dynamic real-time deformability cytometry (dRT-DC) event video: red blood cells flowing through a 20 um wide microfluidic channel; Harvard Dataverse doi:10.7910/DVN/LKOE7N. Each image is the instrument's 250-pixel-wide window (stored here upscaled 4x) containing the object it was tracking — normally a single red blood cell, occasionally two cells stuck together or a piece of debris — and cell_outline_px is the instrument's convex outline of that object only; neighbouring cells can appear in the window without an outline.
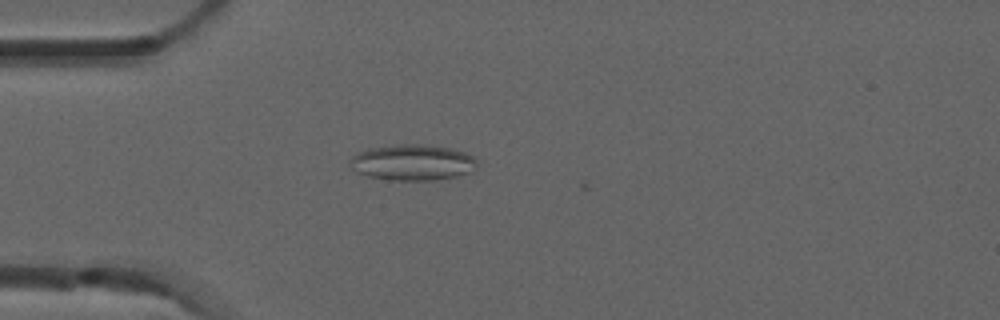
{"species": "common noctule bat (a hibernating species)", "species_latin": "Nyctalus noctula", "temperature_condition": "room temperature", "stored_images_in_passage": 3, "camera_frame_rate_fps": 3000, "um_per_image_px": 0.085, "animal": {"sex": "male", "forearm_length_mm": 52.5}, "frame": {"image": 1, "passage_image": 3, "time_ms": 0.667, "image_size_px": [1000, 320], "cell_outline_px": [[476, 164], [472, 172], [456, 176], [436, 180], [388, 180], [368, 176], [356, 172], [352, 168], [348, 160], [352, 156], [368, 148], [400, 144], [420, 144], [448, 148], [464, 152], [472, 156], [476, 160]], "centroid_in_image_um": [35.03, 13.81], "position_along_channel_um": 50.0, "area_um2": 26.53}}